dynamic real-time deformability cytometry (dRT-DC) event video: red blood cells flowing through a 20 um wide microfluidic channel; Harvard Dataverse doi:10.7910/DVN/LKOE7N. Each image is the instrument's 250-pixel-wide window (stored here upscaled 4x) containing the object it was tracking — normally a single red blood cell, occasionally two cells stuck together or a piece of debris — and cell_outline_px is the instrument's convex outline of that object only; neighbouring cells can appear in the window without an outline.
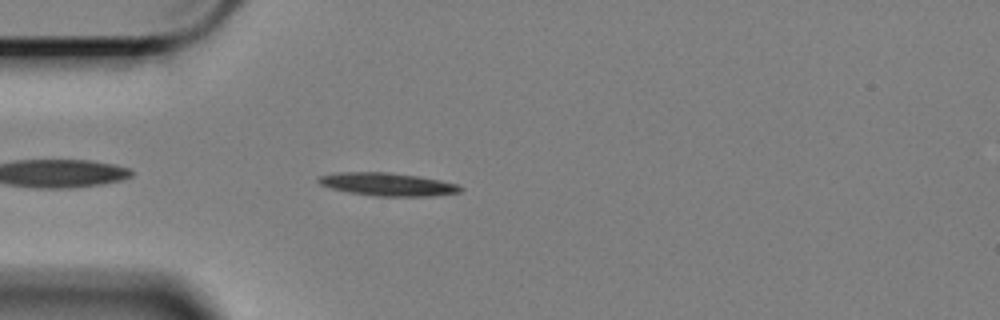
{"species": "Egyptian fruit bat (a non-hibernating species)", "species_latin": "Rousettus aegyptiacus", "temperature_condition": "cold", "stored_images_in_passage": 46, "camera_frame_rate_fps": 3000, "um_per_image_px": 0.085, "animal": {"sex": "female"}, "frame": {"image": 1, "passage_image": 3, "time_ms": 0.667, "image_size_px": [1000, 320], "cell_outline_px": [[464, 188], [460, 192], [432, 196], [376, 196], [348, 192], [332, 188], [320, 184], [316, 180], [316, 176], [336, 172], [388, 172], [420, 176], [440, 180], [456, 184]], "centroid_in_image_um": [32.91, 15.66], "position_along_channel_um": 52.1, "area_um2": 19.13}}
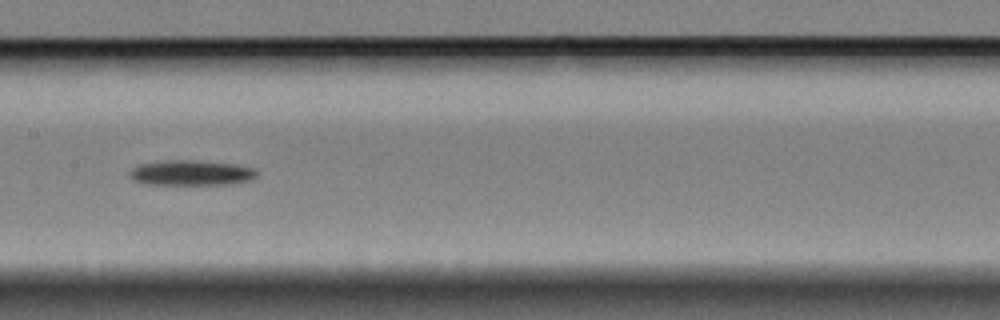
{"frame": {"image": 2, "passage_image": 16, "time_ms": 5.0, "image_size_px": [1000, 320], "cell_outline_px": [[256, 176], [252, 180], [232, 184], [148, 184], [132, 180], [128, 176], [128, 172], [132, 168], [140, 164], [164, 160], [192, 160], [232, 164], [252, 168], [256, 172]], "centroid_in_image_um": [16.19, 14.69], "position_along_channel_um": 191.2, "area_um2": 18.61}}
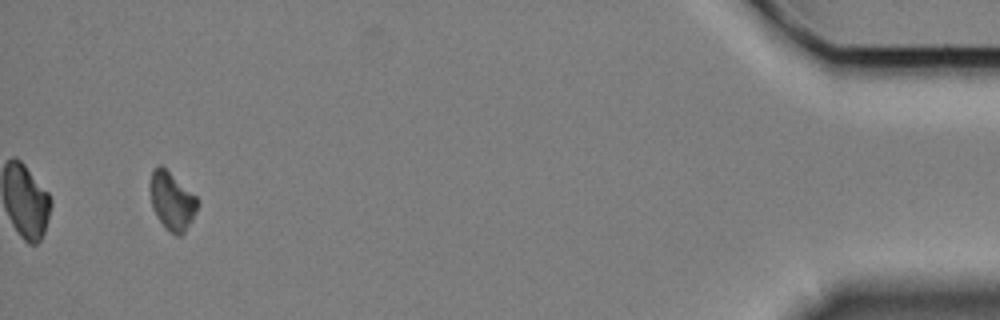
{"frame": {"image": 3, "passage_image": 43, "time_ms": 14.0, "image_size_px": [1000, 320], "cell_outline_px": [[200, 204], [192, 220], [184, 232], [180, 236], [176, 236], [156, 216], [152, 208], [152, 172], [160, 164], [196, 196], [200, 200]], "centroid_in_image_um": [14.68, 17.11], "position_along_channel_um": 420.5, "area_um2": 15.43}, "authors_computed_cell_mechanics": {"area_um2": 18.207, "velocity_mm_per_s": 3.387, "shape_relaxation_time_tau1_ms": 2.4078, "shape_relaxation_time_tau2_ms": null, "deformation_change_tau1": 0.1, "deformation_change_tau2": null}}